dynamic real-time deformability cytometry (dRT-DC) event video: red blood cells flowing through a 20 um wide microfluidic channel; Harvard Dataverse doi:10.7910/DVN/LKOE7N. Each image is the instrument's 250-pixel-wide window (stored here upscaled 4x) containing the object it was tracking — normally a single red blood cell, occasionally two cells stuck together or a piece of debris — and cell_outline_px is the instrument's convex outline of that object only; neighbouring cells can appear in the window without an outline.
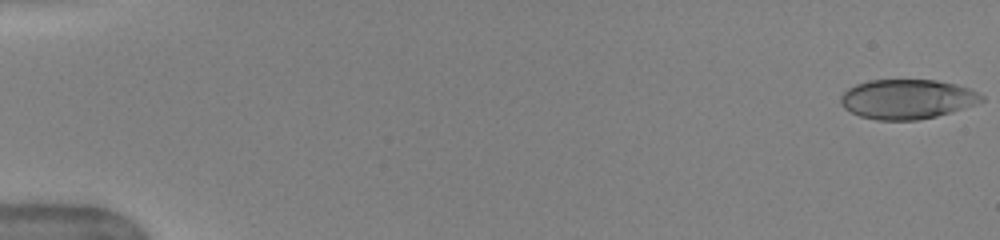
{"species": "human", "species_latin": "Homo sapiens", "temperature_condition": "warm", "stored_images_in_passage": 50, "camera_frame_rate_fps": 3000, "um_per_image_px": 0.085, "donor": {"sex": "female"}, "frame": {"image": 1, "passage_image": 1, "time_ms": 0.0, "image_size_px": [1000, 240], "cell_outline_px": [[984, 100], [976, 104], [952, 112], [936, 116], [916, 120], [876, 120], [860, 116], [844, 108], [840, 104], [840, 96], [848, 88], [856, 84], [868, 80], [936, 80], [956, 84], [968, 88], [984, 96]], "centroid_in_image_um": [77.09, 8.42], "position_along_channel_um": 7.9, "area_um2": 32.54}}
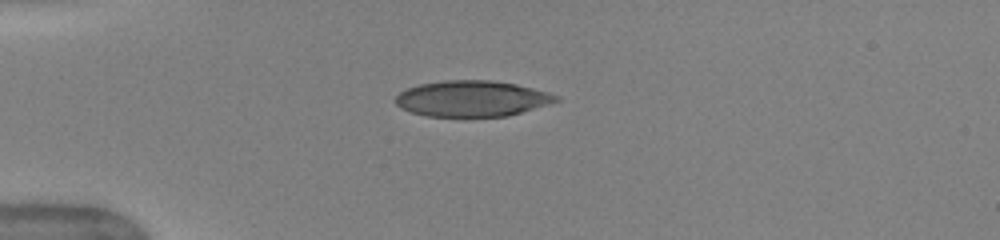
{"frame": {"image": 2, "passage_image": 14, "time_ms": 4.333, "image_size_px": [1000, 240], "cell_outline_px": [[560, 100], [548, 104], [508, 116], [428, 116], [412, 112], [400, 108], [396, 104], [396, 96], [400, 92], [408, 88], [420, 84], [444, 80], [488, 80], [516, 84], [548, 92], [560, 96]], "centroid_in_image_um": [40.12, 8.38], "position_along_channel_um": 44.9, "area_um2": 33.35}}
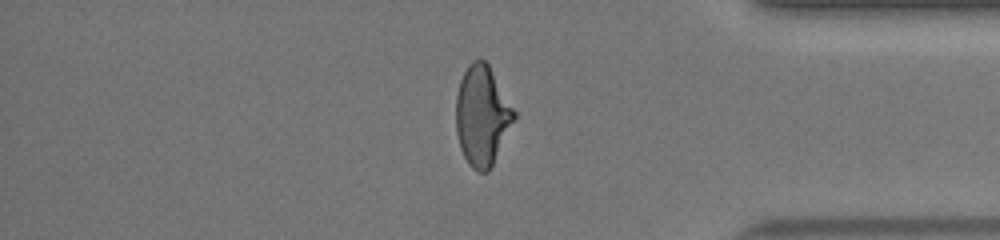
{"frame": {"image": 3, "passage_image": 43, "time_ms": 14.0, "image_size_px": [1000, 240], "cell_outline_px": [[516, 116], [488, 172], [480, 172], [472, 168], [468, 164], [460, 148], [456, 132], [456, 96], [460, 80], [468, 64], [472, 60], [484, 60], [488, 64], [516, 112]], "centroid_in_image_um": [40.96, 9.82], "position_along_channel_um": 394.2, "area_um2": 33.47}, "authors_computed_cell_mechanics": {"area_um2": 33.813, "velocity_mm_per_s": 4.075, "shape_relaxation_time_tau1_ms": 7.3785, "shape_relaxation_time_tau2_ms": 0.7292, "deformation_change_tau1": 0.2283, "deformation_change_tau2": 0.0811}}